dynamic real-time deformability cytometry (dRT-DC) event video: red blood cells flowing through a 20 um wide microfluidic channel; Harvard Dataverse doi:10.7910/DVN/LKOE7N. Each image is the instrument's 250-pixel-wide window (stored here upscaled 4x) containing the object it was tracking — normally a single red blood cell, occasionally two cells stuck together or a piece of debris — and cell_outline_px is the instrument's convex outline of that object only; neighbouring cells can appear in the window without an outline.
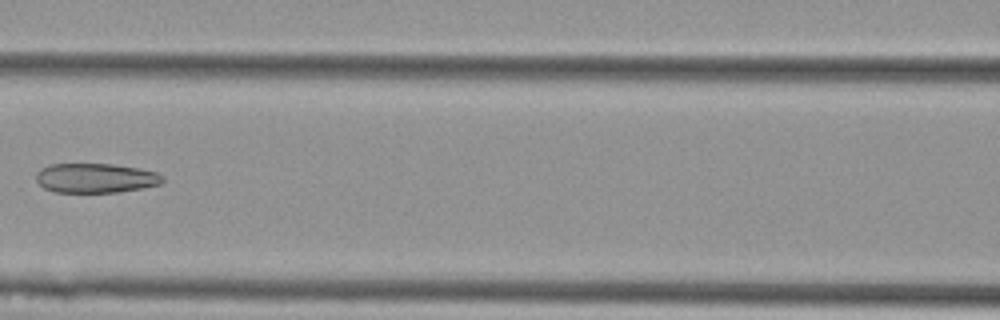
{"species": "Egyptian fruit bat (a non-hibernating species)", "species_latin": "Rousettus aegyptiacus", "temperature_condition": "cold", "stored_images_in_passage": 8, "camera_frame_rate_fps": 3000, "um_per_image_px": 0.085, "animal": {"sex": "female"}, "frame": {"image": 1, "passage_image": 7, "time_ms": 2.0, "image_size_px": [1000, 320], "cell_outline_px": [[164, 180], [160, 184], [140, 188], [116, 192], [56, 192], [44, 188], [36, 180], [36, 172], [40, 168], [48, 164], [112, 164], [136, 168], [156, 172], [164, 176]], "centroid_in_image_um": [8.09, 15.13], "position_along_channel_um": 158.5, "area_um2": 21.68}}
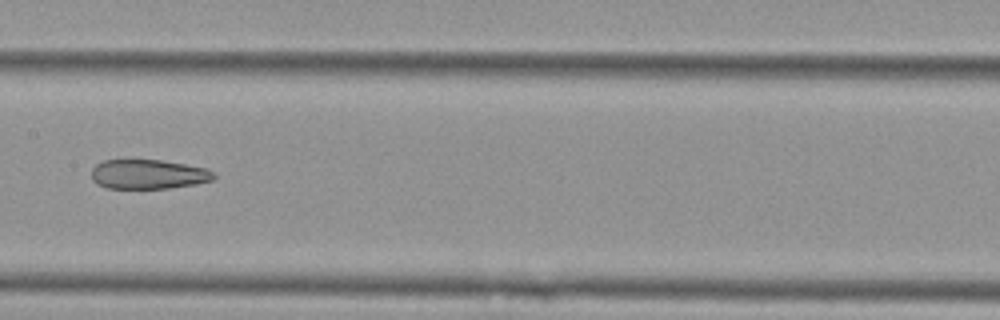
{"frame": {"image": 2, "passage_image": 8, "time_ms": 2.333, "image_size_px": [1000, 320], "cell_outline_px": [[216, 176], [212, 180], [196, 184], [168, 188], [108, 188], [96, 184], [92, 180], [92, 168], [96, 164], [104, 160], [160, 160], [208, 168]], "centroid_in_image_um": [12.59, 14.81], "position_along_channel_um": 194.8, "area_um2": 20.98}}